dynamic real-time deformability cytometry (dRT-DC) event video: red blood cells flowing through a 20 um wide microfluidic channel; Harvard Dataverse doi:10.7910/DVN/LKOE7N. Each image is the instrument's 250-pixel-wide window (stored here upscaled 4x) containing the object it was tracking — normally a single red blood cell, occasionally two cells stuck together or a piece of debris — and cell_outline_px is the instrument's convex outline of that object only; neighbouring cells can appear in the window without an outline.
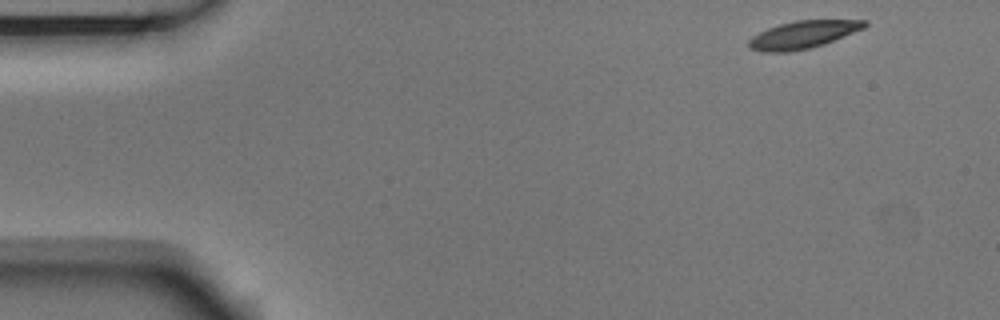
{"species": "Egyptian fruit bat (a non-hibernating species)", "species_latin": "Rousettus aegyptiacus", "temperature_condition": "room temperature", "stored_images_in_passage": 50, "camera_frame_rate_fps": 3000, "um_per_image_px": 0.085, "animal": {"sex": "male"}, "frame": {"image": 1, "passage_image": 1, "time_ms": 0.0, "image_size_px": [1000, 320], "cell_outline_px": [[868, 24], [864, 28], [824, 44], [812, 48], [788, 52], [760, 52], [748, 48], [748, 40], [752, 36], [768, 28], [780, 24], [796, 20], [868, 20]], "centroid_in_image_um": [68.23, 2.95], "position_along_channel_um": 16.8, "area_um2": 18.67}}
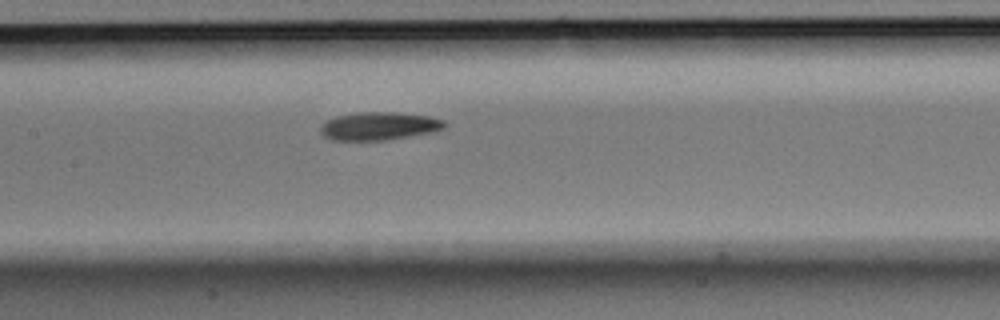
{"frame": {"image": 2, "passage_image": 22, "time_ms": 7.0, "image_size_px": [1000, 320], "cell_outline_px": [[444, 128], [432, 132], [384, 140], [332, 140], [324, 136], [320, 132], [320, 124], [324, 120], [336, 116], [360, 112], [396, 112], [428, 116], [444, 120]], "centroid_in_image_um": [32.15, 10.71], "position_along_channel_um": 175.2, "area_um2": 20.23}}
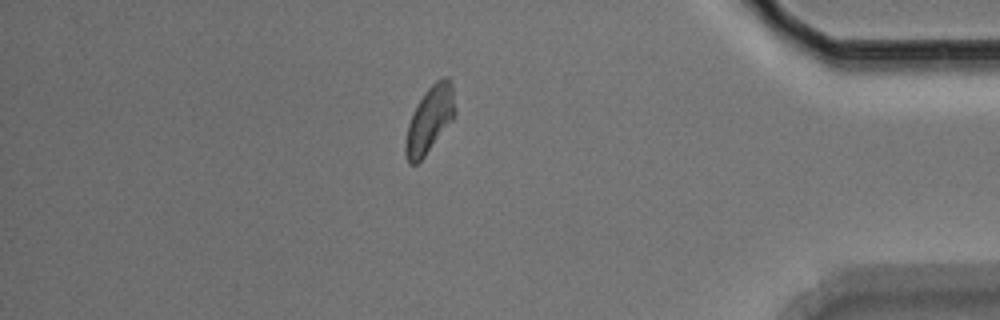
{"frame": {"image": 3, "passage_image": 43, "time_ms": 14.0, "image_size_px": [1000, 320], "cell_outline_px": [[456, 112], [452, 120], [424, 156], [416, 164], [408, 164], [404, 152], [404, 144], [408, 124], [412, 112], [428, 88], [436, 80], [444, 76], [448, 76], [452, 80]], "centroid_in_image_um": [36.52, 10.14], "position_along_channel_um": 398.7, "area_um2": 19.13}, "authors_computed_cell_mechanics": {"area_um2": 19.4497, "velocity_mm_per_s": 3.6917, "shape_relaxation_time_tau1_ms": 4.2909, "shape_relaxation_time_tau2_ms": 7.0645, "deformation_change_tau1": 0.1347, "deformation_change_tau2": 0.1325}}